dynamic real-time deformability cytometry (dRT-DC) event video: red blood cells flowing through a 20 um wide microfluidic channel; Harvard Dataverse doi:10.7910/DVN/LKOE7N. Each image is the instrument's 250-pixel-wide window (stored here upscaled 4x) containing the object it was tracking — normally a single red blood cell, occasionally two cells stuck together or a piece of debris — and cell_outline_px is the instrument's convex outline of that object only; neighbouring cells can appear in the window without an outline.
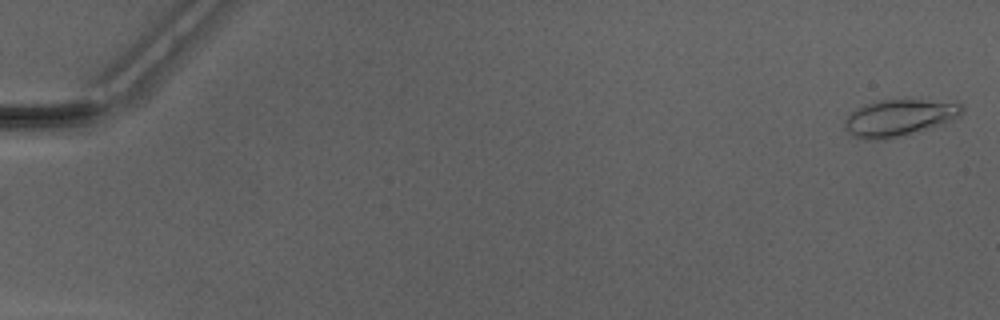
{"species": "Egyptian fruit bat (a non-hibernating species)", "species_latin": "Rousettus aegyptiacus", "temperature_condition": "warm", "stored_images_in_passage": 50, "camera_frame_rate_fps": 3000, "um_per_image_px": 0.085, "animal": {"sex": "male"}, "frame": {"image": 1, "passage_image": 1, "time_ms": 0.0, "image_size_px": [1000, 320], "cell_outline_px": [[964, 112], [960, 116], [944, 124], [880, 140], [876, 140], [852, 136], [844, 128], [844, 120], [848, 112], [864, 104], [880, 100], [956, 100], [964, 104]], "centroid_in_image_um": [76.47, 9.97], "position_along_channel_um": 8.5, "area_um2": 25.37}}
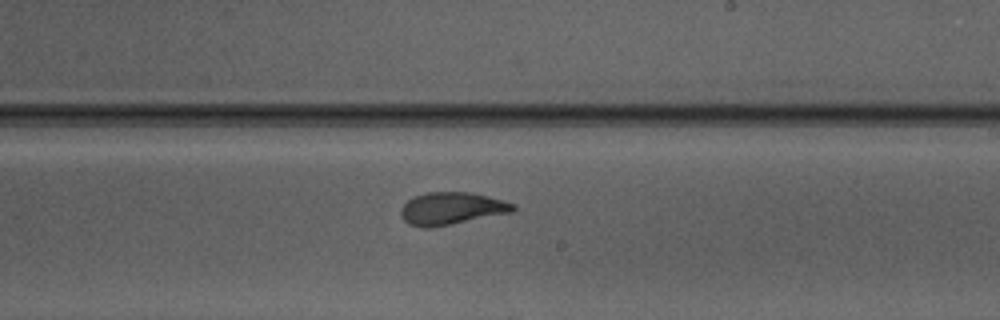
{"frame": {"image": 2, "passage_image": 31, "time_ms": 10.0, "image_size_px": [1000, 320], "cell_outline_px": [[516, 208], [512, 212], [452, 224], [428, 228], [424, 228], [408, 224], [404, 220], [400, 212], [400, 208], [408, 200], [416, 196], [428, 192], [472, 192], [504, 200], [516, 204]], "centroid_in_image_um": [38.4, 17.72], "position_along_channel_um": 250.6, "area_um2": 21.21}}
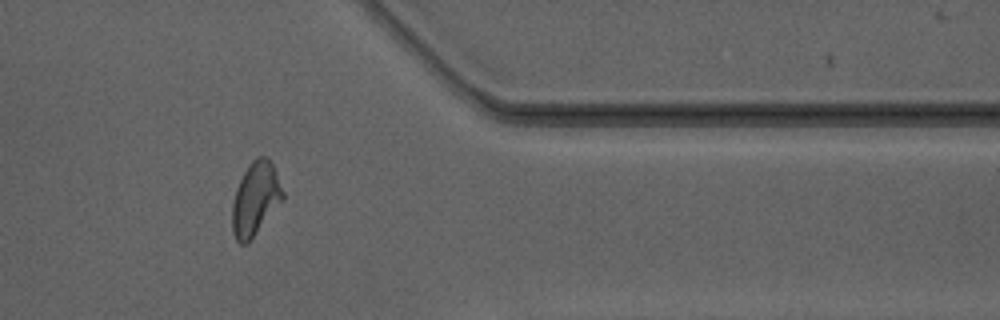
{"frame": {"image": 3, "passage_image": 42, "time_ms": 13.667, "image_size_px": [1000, 320], "cell_outline_px": [[284, 200], [248, 244], [240, 244], [236, 240], [232, 232], [232, 204], [236, 188], [248, 164], [256, 156], [268, 156], [276, 172], [284, 192]], "centroid_in_image_um": [21.72, 16.91], "position_along_channel_um": 389.7, "area_um2": 21.96}, "authors_computed_cell_mechanics": {"area_um2": 21.2415, "velocity_mm_per_s": 4.1697, "shape_relaxation_time_tau1_ms": 4.8637, "shape_relaxation_time_tau2_ms": 1.1054, "deformation_change_tau1": 0.1827, "deformation_change_tau2": 0.0785}}